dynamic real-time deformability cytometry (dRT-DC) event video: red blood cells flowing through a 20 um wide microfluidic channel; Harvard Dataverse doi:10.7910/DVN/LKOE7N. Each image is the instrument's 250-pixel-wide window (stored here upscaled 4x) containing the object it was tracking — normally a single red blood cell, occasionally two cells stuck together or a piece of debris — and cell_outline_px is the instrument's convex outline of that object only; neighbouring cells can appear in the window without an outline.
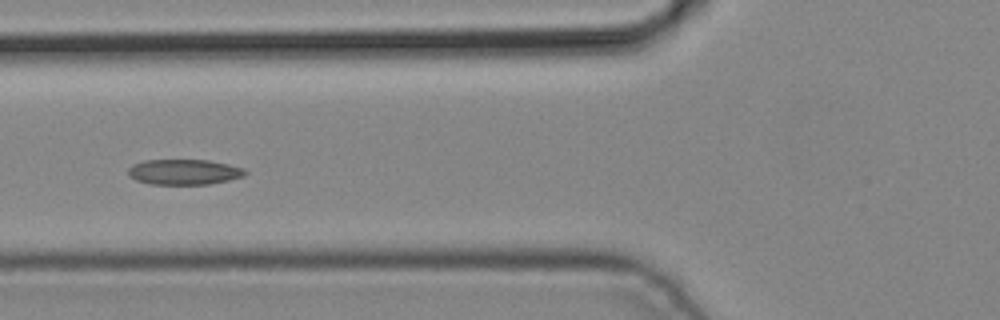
{"species": "common noctule bat (a hibernating species)", "species_latin": "Nyctalus noctula", "temperature_condition": "cold", "stored_images_in_passage": 5, "camera_frame_rate_fps": 3000, "um_per_image_px": 0.085, "animal": {"sex": "male", "body_mass_g": 19.2, "forearm_length_mm": 51.8}, "frame": {"image": 1, "passage_image": 5, "time_ms": 1.333, "image_size_px": [1000, 320], "cell_outline_px": [[248, 172], [244, 176], [228, 180], [208, 184], [148, 184], [136, 180], [128, 176], [128, 168], [132, 164], [144, 160], [208, 160], [228, 164], [244, 168]], "centroid_in_image_um": [15.62, 14.61], "position_along_channel_um": 110.2, "area_um2": 17.4}}